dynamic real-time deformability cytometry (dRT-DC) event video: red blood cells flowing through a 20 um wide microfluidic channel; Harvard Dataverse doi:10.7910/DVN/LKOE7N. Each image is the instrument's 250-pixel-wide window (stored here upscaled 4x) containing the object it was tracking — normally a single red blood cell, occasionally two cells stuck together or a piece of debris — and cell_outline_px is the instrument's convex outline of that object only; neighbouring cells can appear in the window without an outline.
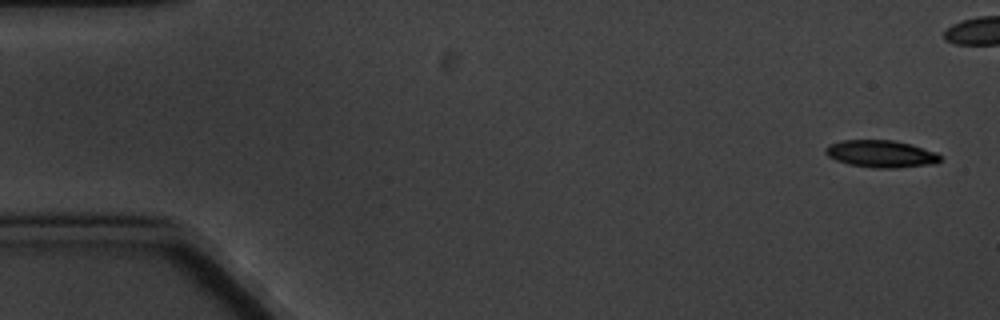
{"species": "common noctule bat (a hibernating species)", "species_latin": "Nyctalus noctula", "temperature_condition": "cold", "stored_images_in_passage": 13, "camera_frame_rate_fps": 3000, "um_per_image_px": 0.085, "animal": {"sex": "male", "body_mass_g": 20.1, "forearm_length_mm": 53.5}, "frame": {"image": 1, "passage_image": 1, "time_ms": 0.0, "image_size_px": [1000, 320], "cell_outline_px": [[940, 160], [936, 164], [896, 168], [872, 168], [848, 164], [836, 160], [828, 156], [824, 152], [824, 148], [828, 144], [844, 140], [892, 140], [908, 144], [936, 152], [940, 156]], "centroid_in_image_um": [74.85, 13.09], "position_along_channel_um": 10.2, "area_um2": 18.21}}